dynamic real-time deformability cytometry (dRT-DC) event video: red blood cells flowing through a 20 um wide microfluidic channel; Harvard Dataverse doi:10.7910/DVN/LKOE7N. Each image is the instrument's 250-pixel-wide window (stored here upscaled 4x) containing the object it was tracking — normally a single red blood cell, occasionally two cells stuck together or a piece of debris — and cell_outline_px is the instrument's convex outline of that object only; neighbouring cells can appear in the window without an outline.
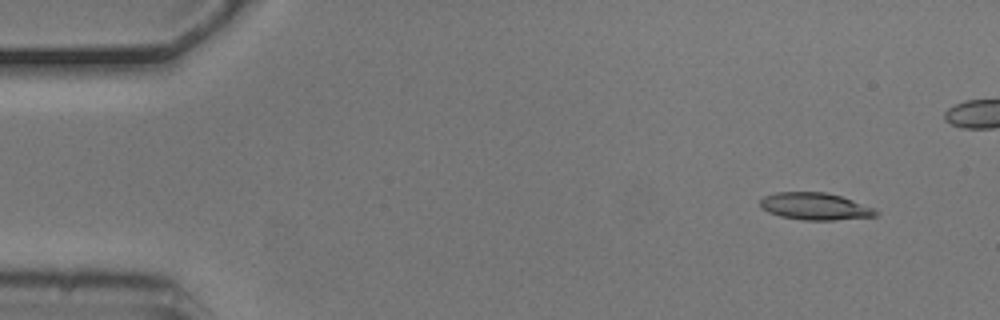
{"species": "common noctule bat (a hibernating species)", "species_latin": "Nyctalus noctula", "temperature_condition": "cold", "stored_images_in_passage": 5, "camera_frame_rate_fps": 3000, "um_per_image_px": 0.085, "animal": {"sex": "male", "body_mass_g": 20.5, "forearm_length_mm": 52.5}, "frame": {"image": 1, "passage_image": 1, "time_ms": 0.0, "image_size_px": [1000, 320], "cell_outline_px": [[876, 216], [836, 220], [800, 220], [780, 216], [768, 212], [760, 208], [760, 200], [764, 196], [776, 192], [824, 192], [840, 196], [852, 200], [872, 208], [876, 212]], "centroid_in_image_um": [69.2, 17.54], "position_along_channel_um": 15.8, "area_um2": 18.15}}
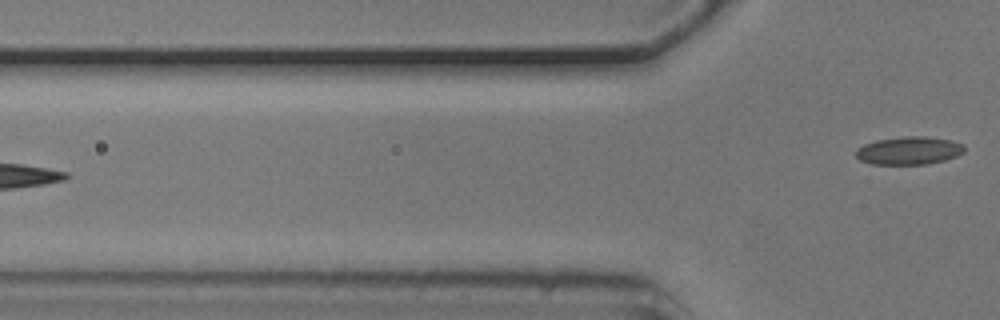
{"frame": {"image": 2, "passage_image": 5, "time_ms": 1.333, "image_size_px": [1000, 320], "cell_outline_px": [[964, 152], [956, 156], [944, 160], [924, 164], [872, 164], [860, 160], [856, 156], [856, 148], [864, 144], [876, 140], [900, 136], [928, 136], [952, 140], [964, 144]], "centroid_in_image_um": [77.26, 12.78], "position_along_channel_um": 48.5, "area_um2": 17.8}}